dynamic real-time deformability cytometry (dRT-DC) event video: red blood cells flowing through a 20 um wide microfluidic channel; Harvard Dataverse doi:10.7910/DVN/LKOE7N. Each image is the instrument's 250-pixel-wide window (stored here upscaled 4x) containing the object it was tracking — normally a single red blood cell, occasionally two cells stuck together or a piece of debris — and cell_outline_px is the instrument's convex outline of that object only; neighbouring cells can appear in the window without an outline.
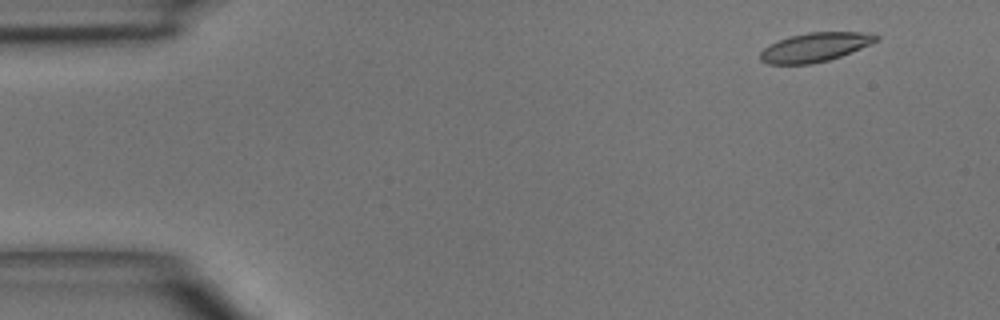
{"species": "common noctule bat (a hibernating species)", "species_latin": "Nyctalus noctula", "temperature_condition": "room temperature", "stored_images_in_passage": 5, "camera_frame_rate_fps": 3000, "um_per_image_px": 0.085, "animal": {"sex": "male", "body_mass_g": 15.6}, "frame": {"image": 1, "passage_image": 1, "time_ms": 0.0, "image_size_px": [1000, 320], "cell_outline_px": [[880, 40], [852, 52], [828, 60], [812, 64], [768, 64], [760, 60], [760, 52], [764, 48], [780, 40], [792, 36], [808, 32], [876, 32], [880, 36]], "centroid_in_image_um": [69.36, 4.0], "position_along_channel_um": 15.6, "area_um2": 19.65}}
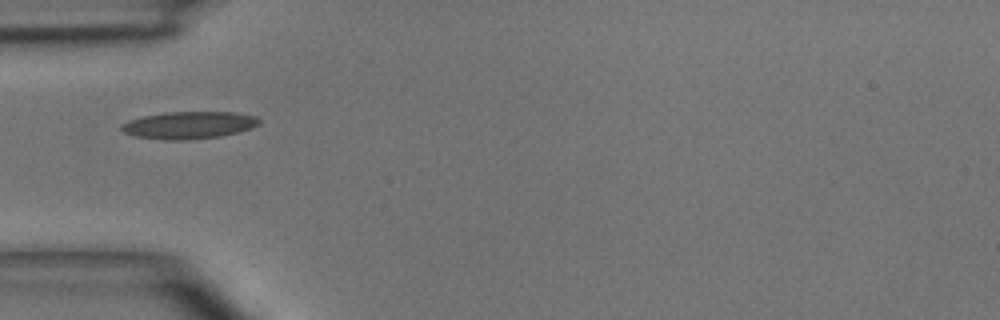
{"frame": {"image": 2, "passage_image": 4, "time_ms": 3.667, "image_size_px": [1000, 320], "cell_outline_px": [[260, 124], [236, 132], [220, 136], [184, 140], [164, 140], [136, 136], [124, 132], [120, 128], [120, 124], [128, 120], [144, 116], [164, 112], [236, 112], [256, 116], [260, 120]], "centroid_in_image_um": [16.03, 10.63], "position_along_channel_um": 69.0, "area_um2": 21.79}}
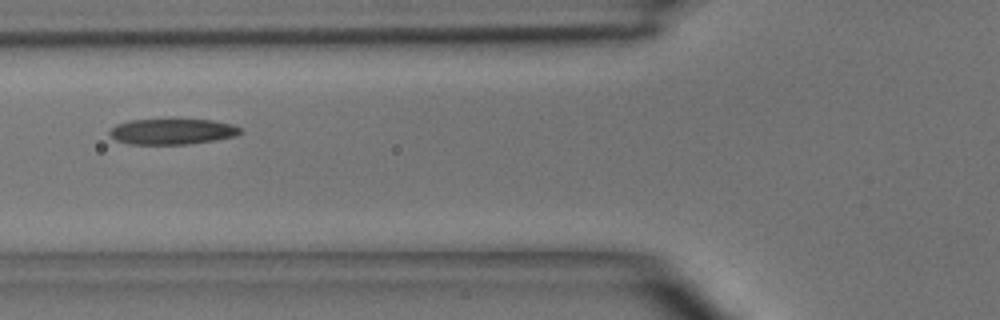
{"frame": {"image": 3, "passage_image": 5, "time_ms": 4.667, "image_size_px": [1000, 320], "cell_outline_px": [[244, 132], [236, 136], [216, 140], [188, 144], [128, 144], [116, 140], [108, 132], [116, 124], [128, 120], [172, 116], [212, 120], [232, 124], [240, 128]], "centroid_in_image_um": [14.65, 11.12], "position_along_channel_um": 111.1, "area_um2": 20.75}}